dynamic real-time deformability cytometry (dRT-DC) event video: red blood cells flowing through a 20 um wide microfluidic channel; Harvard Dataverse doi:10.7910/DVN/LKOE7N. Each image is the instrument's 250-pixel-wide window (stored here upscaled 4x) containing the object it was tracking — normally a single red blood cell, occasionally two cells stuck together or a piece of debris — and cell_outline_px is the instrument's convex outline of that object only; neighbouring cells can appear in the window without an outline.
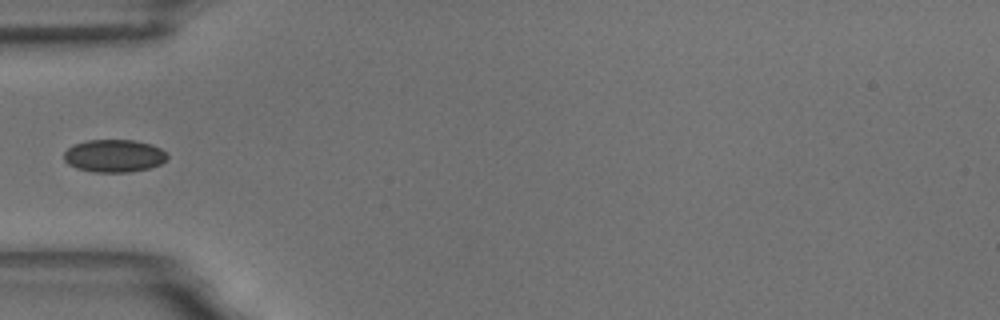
{"species": "common noctule bat (a hibernating species)", "species_latin": "Nyctalus noctula", "temperature_condition": "room temperature", "stored_images_in_passage": 6, "camera_frame_rate_fps": 3000, "um_per_image_px": 0.085, "animal": {"sex": "male", "body_mass_g": 18.8}, "frame": {"image": 1, "passage_image": 5, "time_ms": 4.667, "image_size_px": [1000, 320], "cell_outline_px": [[168, 160], [160, 164], [148, 168], [128, 172], [92, 172], [76, 168], [68, 164], [64, 160], [64, 152], [72, 144], [88, 140], [132, 140], [152, 144], [160, 148], [168, 156]], "centroid_in_image_um": [9.68, 13.24], "position_along_channel_um": 75.3, "area_um2": 19.77}}